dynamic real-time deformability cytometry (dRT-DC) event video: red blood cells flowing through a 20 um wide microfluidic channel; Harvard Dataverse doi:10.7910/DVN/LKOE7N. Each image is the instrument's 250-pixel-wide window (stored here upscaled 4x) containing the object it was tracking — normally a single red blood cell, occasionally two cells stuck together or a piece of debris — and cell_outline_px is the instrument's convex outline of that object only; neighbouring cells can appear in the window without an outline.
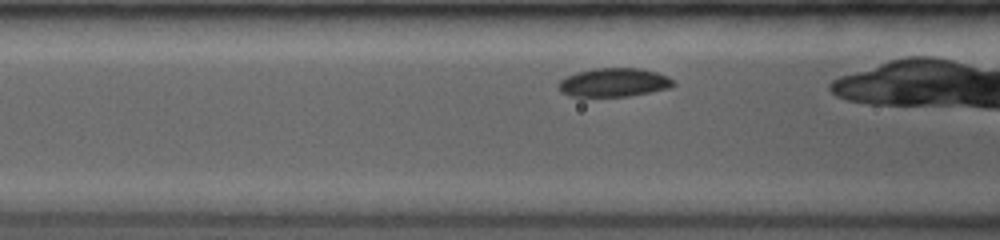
{"species": "common noctule bat (a hibernating species)", "species_latin": "Nyctalus noctula", "temperature_condition": "room temperature", "stored_images_in_passage": 6, "camera_frame_rate_fps": 3500, "um_per_image_px": 0.085, "animal": {"sex": "female", "body_mass_g": 19.0, "forearm_length_mm": 53.3}, "frame": {"image": 1, "passage_image": 5, "time_ms": 1.143, "image_size_px": [1000, 240], "cell_outline_px": [[676, 84], [668, 88], [628, 96], [572, 96], [560, 92], [560, 80], [564, 76], [576, 72], [592, 68], [640, 68], [656, 72], [668, 76]], "centroid_in_image_um": [52.16, 6.99], "position_along_channel_um": 114.4, "area_um2": 19.07}}